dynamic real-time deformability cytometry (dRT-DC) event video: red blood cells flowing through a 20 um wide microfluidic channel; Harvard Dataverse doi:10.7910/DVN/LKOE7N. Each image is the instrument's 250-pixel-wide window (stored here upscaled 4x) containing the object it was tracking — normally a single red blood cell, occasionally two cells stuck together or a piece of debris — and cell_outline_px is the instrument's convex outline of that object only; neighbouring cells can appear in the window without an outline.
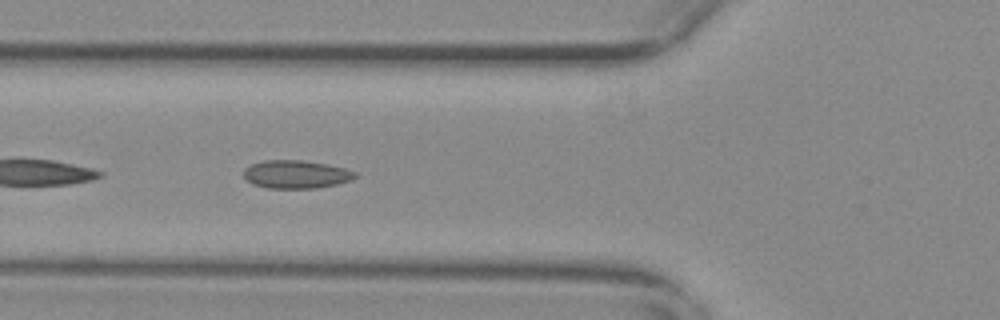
{"species": "common noctule bat (a hibernating species)", "species_latin": "Nyctalus noctula", "temperature_condition": "warm", "stored_images_in_passage": 40, "camera_frame_rate_fps": 3000, "um_per_image_px": 0.085, "animal": {"sex": "female", "body_mass_g": 29.2, "forearm_length_mm": 56.3}, "frame": {"image": 1, "passage_image": 4, "time_ms": 1.0, "image_size_px": [1000, 320], "cell_outline_px": [[356, 176], [352, 180], [336, 184], [316, 188], [268, 188], [252, 184], [244, 176], [244, 168], [252, 164], [264, 160], [300, 160], [328, 164], [344, 168], [356, 172]], "centroid_in_image_um": [25.16, 14.81], "position_along_channel_um": 100.6, "area_um2": 18.21}}
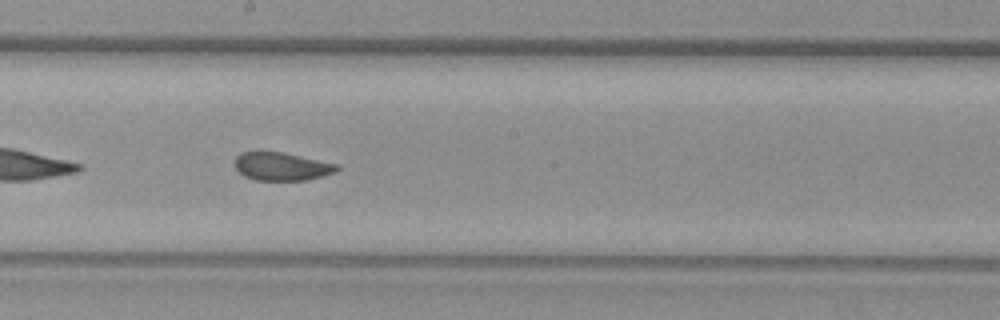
{"frame": {"image": 2, "passage_image": 14, "time_ms": 4.333, "image_size_px": [1000, 320], "cell_outline_px": [[340, 168], [336, 172], [304, 180], [256, 180], [244, 176], [232, 164], [236, 156], [240, 152], [256, 148], [284, 152], [340, 164]], "centroid_in_image_um": [23.88, 14.09], "position_along_channel_um": 224.3, "area_um2": 17.51}}
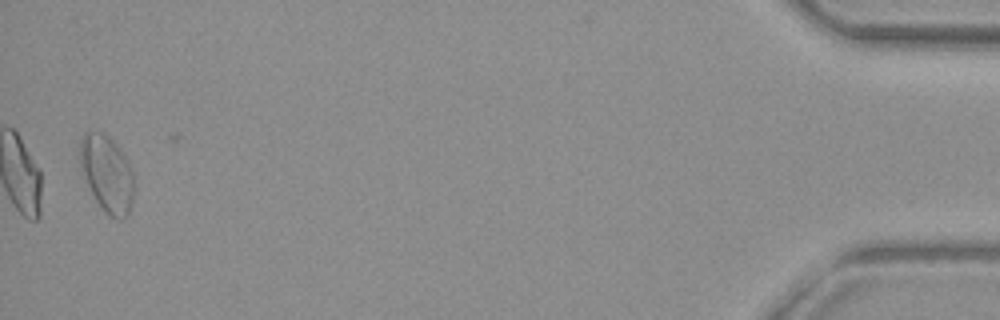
{"frame": {"image": 3, "passage_image": 38, "time_ms": 12.333, "image_size_px": [1000, 320], "cell_outline_px": [[136, 188], [132, 204], [128, 216], [124, 220], [116, 220], [108, 216], [104, 212], [96, 200], [84, 176], [80, 160], [80, 140], [84, 132], [100, 132], [108, 136], [120, 148], [128, 160], [132, 168]], "centroid_in_image_um": [9.16, 14.82], "position_along_channel_um": 426.0, "area_um2": 24.57}, "authors_computed_cell_mechanics": {"area_um2": 18.207, "velocity_mm_per_s": 3.7129, "shape_relaxation_time_tau1_ms": null, "shape_relaxation_time_tau2_ms": 1.3771, "deformation_change_tau1": null, "deformation_change_tau2": 0.067}}